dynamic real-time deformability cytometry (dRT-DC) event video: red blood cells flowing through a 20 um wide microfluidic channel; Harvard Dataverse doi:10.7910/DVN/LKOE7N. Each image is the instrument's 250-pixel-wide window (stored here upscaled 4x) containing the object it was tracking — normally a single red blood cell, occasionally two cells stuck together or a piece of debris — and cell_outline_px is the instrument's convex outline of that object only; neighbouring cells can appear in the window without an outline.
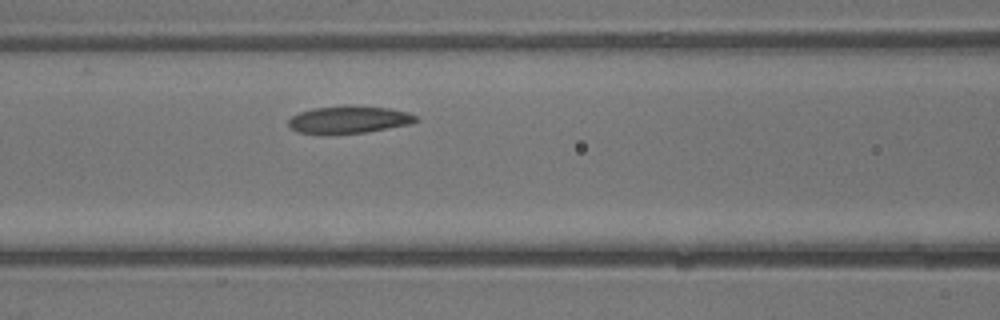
{"species": "common noctule bat (a hibernating species)", "species_latin": "Nyctalus noctula", "temperature_condition": "warm", "stored_images_in_passage": 10, "camera_frame_rate_fps": 3000, "um_per_image_px": 0.085, "animal": {"sex": "male", "body_mass_g": 13.3}, "frame": {"image": 1, "passage_image": 7, "time_ms": 2.0, "image_size_px": [1000, 320], "cell_outline_px": [[420, 120], [412, 124], [368, 132], [328, 136], [320, 136], [296, 132], [288, 124], [288, 120], [292, 116], [300, 112], [316, 108], [348, 104], [388, 108], [408, 112], [416, 116]], "centroid_in_image_um": [29.64, 10.2], "position_along_channel_um": 137.0, "area_um2": 21.21}}
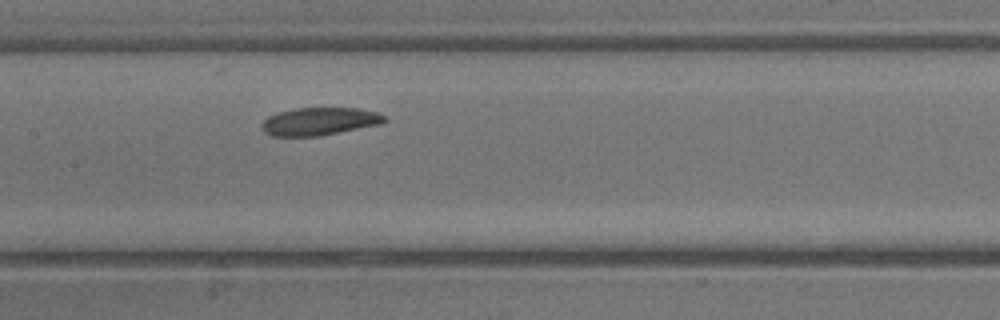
{"frame": {"image": 2, "passage_image": 9, "time_ms": 2.667, "image_size_px": [1000, 320], "cell_outline_px": [[388, 120], [380, 124], [320, 136], [272, 136], [264, 132], [260, 128], [260, 124], [268, 116], [276, 112], [292, 108], [360, 108], [376, 112], [384, 116]], "centroid_in_image_um": [27.1, 10.31], "position_along_channel_um": 180.3, "area_um2": 20.06}}